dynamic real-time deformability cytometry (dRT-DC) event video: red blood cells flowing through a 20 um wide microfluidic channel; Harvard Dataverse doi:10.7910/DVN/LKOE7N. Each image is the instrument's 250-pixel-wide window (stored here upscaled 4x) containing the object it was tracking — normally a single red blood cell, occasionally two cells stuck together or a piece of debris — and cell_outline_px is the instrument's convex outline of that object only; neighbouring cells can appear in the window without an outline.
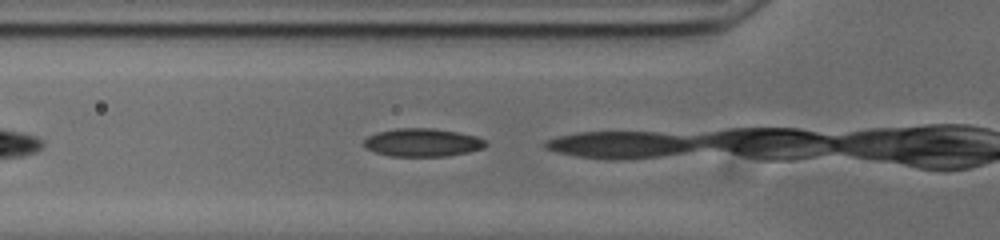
{"species": "common noctule bat (a hibernating species)", "species_latin": "Nyctalus noctula", "temperature_condition": "cold", "stored_images_in_passage": 3, "camera_frame_rate_fps": 3000, "um_per_image_px": 0.085, "animal": {"sex": "male", "body_mass_g": 20.0, "forearm_length_mm": 53.3}, "frame": {"image": 1, "passage_image": 2, "time_ms": 0.333, "image_size_px": [1000, 240], "cell_outline_px": [[488, 144], [484, 148], [468, 152], [448, 156], [392, 156], [376, 152], [368, 148], [364, 144], [364, 140], [368, 136], [376, 132], [396, 128], [432, 128], [456, 132], [476, 136], [484, 140]], "centroid_in_image_um": [35.93, 12.11], "position_along_channel_um": 89.9, "area_um2": 19.83}}